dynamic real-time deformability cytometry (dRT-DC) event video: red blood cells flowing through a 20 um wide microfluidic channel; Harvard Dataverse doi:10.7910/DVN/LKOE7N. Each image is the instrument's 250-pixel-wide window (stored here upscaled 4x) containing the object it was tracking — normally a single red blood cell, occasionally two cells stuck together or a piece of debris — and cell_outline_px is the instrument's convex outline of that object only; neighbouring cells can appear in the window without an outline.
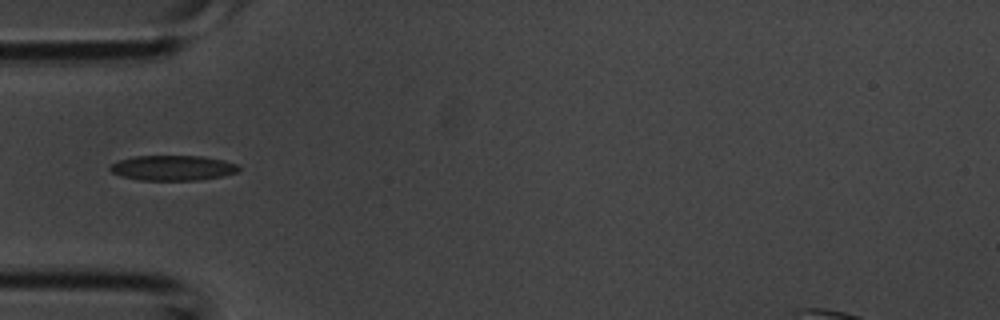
{"species": "common noctule bat (a hibernating species)", "species_latin": "Nyctalus noctula", "temperature_condition": "room temperature", "stored_images_in_passage": 2, "camera_frame_rate_fps": 3000, "um_per_image_px": 0.085, "animal": {"sex": "male", "body_mass_g": 20.1, "forearm_length_mm": 53.5}, "frame": {"image": 1, "passage_image": 2, "time_ms": 0.333, "image_size_px": [1000, 320], "cell_outline_px": [[240, 168], [236, 172], [224, 176], [200, 180], [140, 180], [120, 176], [112, 172], [108, 168], [112, 164], [120, 160], [132, 156], [204, 156], [224, 160], [236, 164]], "centroid_in_image_um": [14.69, 14.27], "position_along_channel_um": 70.3, "area_um2": 18.9}}